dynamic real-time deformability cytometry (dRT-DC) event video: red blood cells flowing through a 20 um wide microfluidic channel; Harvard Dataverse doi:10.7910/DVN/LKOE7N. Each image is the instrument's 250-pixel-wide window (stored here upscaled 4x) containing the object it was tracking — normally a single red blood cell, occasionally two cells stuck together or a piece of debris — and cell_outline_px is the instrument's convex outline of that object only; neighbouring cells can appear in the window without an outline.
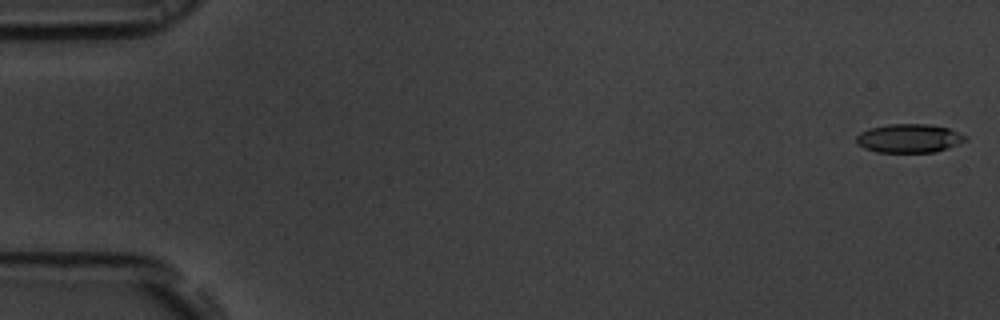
{"species": "common noctule bat (a hibernating species)", "species_latin": "Nyctalus noctula", "temperature_condition": "room temperature", "stored_images_in_passage": 52, "camera_frame_rate_fps": 3000, "um_per_image_px": 0.085, "animal": {"sex": "male", "body_mass_g": 19.5, "forearm_length_mm": 54.6}, "frame": {"image": 1, "passage_image": 1, "time_ms": 0.0, "image_size_px": [1000, 320], "cell_outline_px": [[968, 140], [948, 148], [936, 152], [876, 152], [864, 148], [856, 144], [856, 136], [860, 132], [868, 128], [888, 124], [928, 124], [948, 128], [968, 136]], "centroid_in_image_um": [77.27, 11.76], "position_along_channel_um": 7.7, "area_um2": 18.44}}
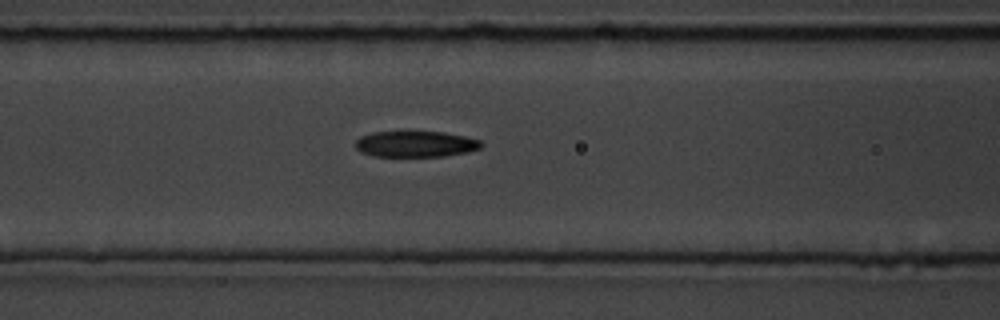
{"frame": {"image": 2, "passage_image": 23, "time_ms": 7.333, "image_size_px": [1000, 320], "cell_outline_px": [[484, 144], [480, 148], [468, 152], [444, 156], [372, 156], [360, 152], [356, 148], [356, 140], [360, 136], [372, 132], [444, 132], [464, 136], [480, 140]], "centroid_in_image_um": [35.32, 12.24], "position_along_channel_um": 131.3, "area_um2": 19.07}}
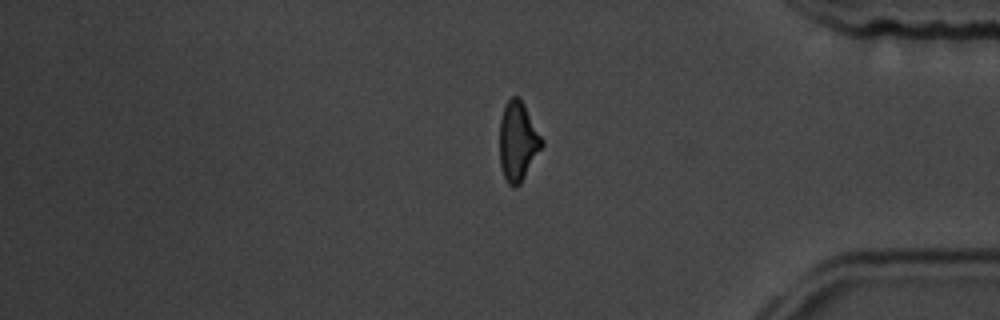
{"frame": {"image": 3, "passage_image": 46, "time_ms": 15.0, "image_size_px": [1000, 320], "cell_outline_px": [[544, 144], [520, 184], [516, 188], [512, 188], [508, 184], [500, 168], [500, 120], [504, 104], [512, 96], [520, 96], [544, 140]], "centroid_in_image_um": [44.02, 12.0], "position_along_channel_um": 391.2, "area_um2": 19.77}, "authors_computed_cell_mechanics": {"area_um2": 19.5942, "velocity_mm_per_s": 3.6876, "shape_relaxation_time_tau1_ms": 2.9733, "shape_relaxation_time_tau2_ms": 1.8631, "deformation_change_tau1": 0.1413, "deformation_change_tau2": 0.1028}}